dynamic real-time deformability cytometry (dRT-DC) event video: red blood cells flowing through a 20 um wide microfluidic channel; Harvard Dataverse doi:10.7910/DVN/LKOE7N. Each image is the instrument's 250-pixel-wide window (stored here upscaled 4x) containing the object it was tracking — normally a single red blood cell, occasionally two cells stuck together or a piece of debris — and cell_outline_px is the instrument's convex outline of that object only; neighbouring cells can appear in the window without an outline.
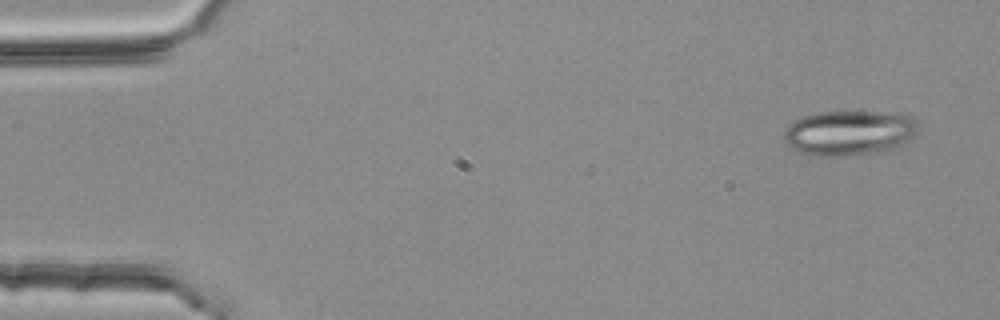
{"species": "common noctule bat (a hibernating species)", "species_latin": "Nyctalus noctula", "temperature_condition": "room temperature", "stored_images_in_passage": 5, "camera_frame_rate_fps": 3000, "um_per_image_px": 0.085, "animal": {"sex": "female", "body_mass_g": 25.1}, "frame": {"image": 1, "passage_image": 1, "time_ms": 0.0, "image_size_px": [1000, 320], "cell_outline_px": [[920, 132], [916, 136], [900, 148], [884, 152], [836, 156], [816, 156], [800, 152], [792, 148], [784, 140], [784, 132], [788, 124], [804, 116], [816, 112], [876, 112], [912, 116], [916, 120]], "centroid_in_image_um": [72.25, 11.31], "position_along_channel_um": 12.7, "area_um2": 35.66}}